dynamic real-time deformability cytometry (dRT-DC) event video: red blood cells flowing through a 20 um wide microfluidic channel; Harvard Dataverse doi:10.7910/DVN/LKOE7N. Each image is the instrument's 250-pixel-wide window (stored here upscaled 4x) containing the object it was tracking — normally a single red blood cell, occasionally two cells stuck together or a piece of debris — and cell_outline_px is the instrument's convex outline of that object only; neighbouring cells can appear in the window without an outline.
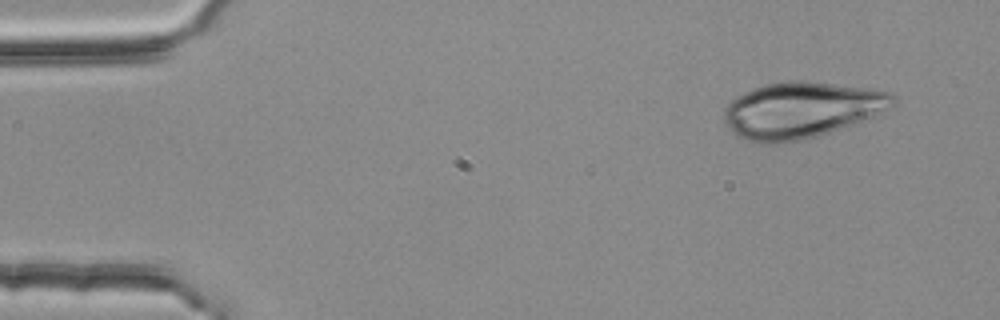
{"species": "common noctule bat (a hibernating species)", "species_latin": "Nyctalus noctula", "temperature_condition": "room temperature", "stored_images_in_passage": 50, "camera_frame_rate_fps": 3000, "um_per_image_px": 0.085, "animal": {"sex": "female", "body_mass_g": 25.1}, "frame": {"image": 1, "passage_image": 1, "time_ms": 0.0, "image_size_px": [1000, 320], "cell_outline_px": [[896, 104], [872, 116], [852, 124], [804, 140], [776, 144], [768, 144], [748, 140], [732, 132], [724, 124], [724, 108], [732, 100], [764, 84], [784, 80], [804, 80], [868, 88], [888, 92], [896, 100]], "centroid_in_image_um": [68.09, 9.35], "position_along_channel_um": 16.9, "area_um2": 54.79}}
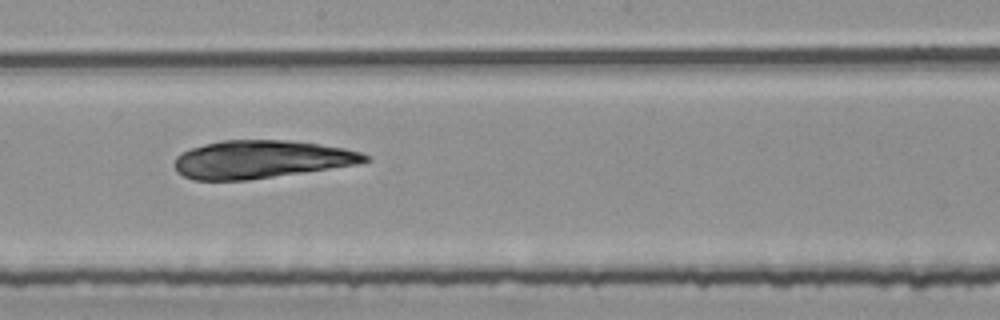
{"frame": {"image": 2, "passage_image": 26, "time_ms": 8.333, "image_size_px": [1000, 320], "cell_outline_px": [[372, 160], [356, 164], [248, 180], [192, 180], [176, 172], [172, 164], [176, 156], [180, 152], [188, 148], [220, 140], [292, 140], [320, 144], [344, 148], [360, 152], [368, 156]], "centroid_in_image_um": [22.11, 13.53], "position_along_channel_um": 226.1, "area_um2": 42.25}}
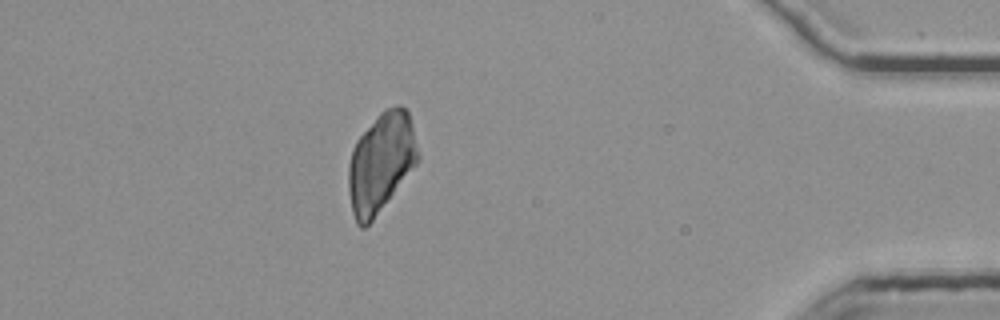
{"frame": {"image": 3, "passage_image": 44, "time_ms": 14.333, "image_size_px": [1000, 320], "cell_outline_px": [[420, 156], [416, 164], [372, 220], [364, 228], [360, 228], [356, 224], [352, 212], [348, 192], [348, 164], [352, 148], [356, 140], [380, 112], [384, 108], [396, 104], [400, 104], [408, 112], [412, 124], [420, 152]], "centroid_in_image_um": [32.37, 13.79], "position_along_channel_um": 402.8, "area_um2": 40.34}}